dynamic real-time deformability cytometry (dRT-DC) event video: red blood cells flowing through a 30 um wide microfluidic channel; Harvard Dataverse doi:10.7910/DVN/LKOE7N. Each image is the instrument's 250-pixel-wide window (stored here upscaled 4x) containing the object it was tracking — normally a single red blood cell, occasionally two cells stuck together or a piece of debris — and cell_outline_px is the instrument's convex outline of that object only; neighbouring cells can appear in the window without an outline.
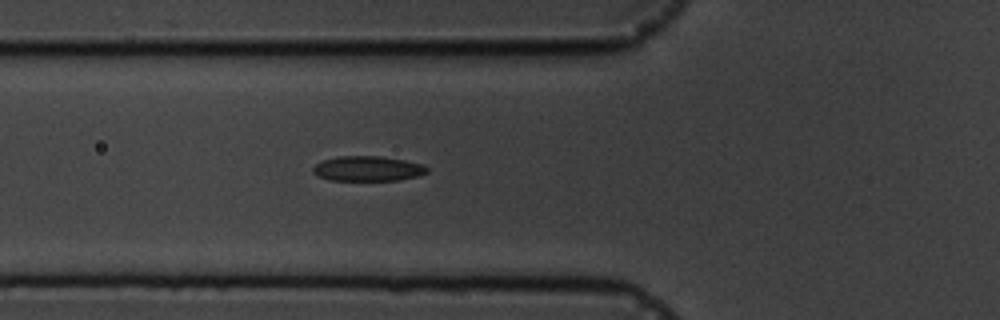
{"species": "common noctule bat (a hibernating species)", "species_latin": "Nyctalus noctula", "temperature_condition": "cold", "stored_images_in_passage": 6, "camera_frame_rate_fps": 3000, "um_per_image_px": 0.085, "animal": {"sex": "male", "body_mass_g": 19.5, "forearm_length_mm": 54.6}, "frame": {"image": 1, "passage_image": 6, "time_ms": 5.667, "image_size_px": [1000, 320], "cell_outline_px": [[428, 172], [420, 176], [400, 180], [332, 180], [320, 176], [312, 172], [312, 168], [316, 164], [324, 160], [340, 156], [380, 156], [404, 160], [424, 164], [428, 168]], "centroid_in_image_um": [31.32, 14.33], "position_along_channel_um": 94.5, "area_um2": 16.59}}